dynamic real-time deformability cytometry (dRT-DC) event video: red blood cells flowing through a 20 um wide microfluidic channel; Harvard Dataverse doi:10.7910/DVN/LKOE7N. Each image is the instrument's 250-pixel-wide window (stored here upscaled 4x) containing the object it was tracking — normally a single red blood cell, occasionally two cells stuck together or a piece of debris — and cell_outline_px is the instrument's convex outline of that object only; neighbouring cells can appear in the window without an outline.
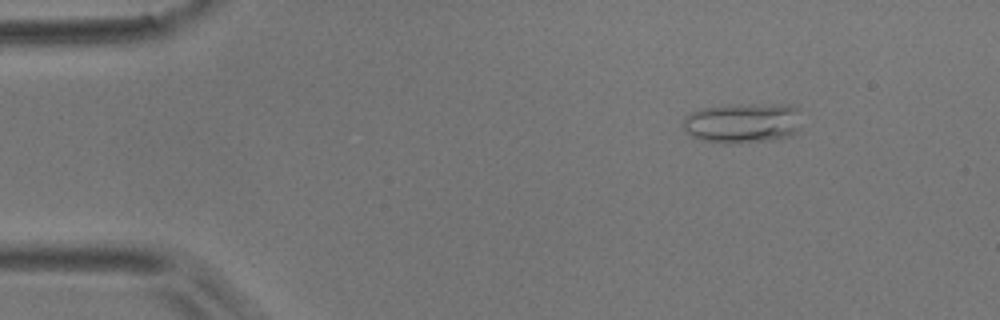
{"species": "common noctule bat (a hibernating species)", "species_latin": "Nyctalus noctula", "temperature_condition": "room temperature", "stored_images_in_passage": 10, "camera_frame_rate_fps": 3000, "um_per_image_px": 0.085, "animal": {"sex": "male", "body_mass_g": 17.9}, "frame": {"image": 1, "passage_image": 2, "time_ms": 0.333, "image_size_px": [1000, 320], "cell_outline_px": [[796, 132], [788, 136], [772, 140], [736, 144], [724, 144], [700, 140], [688, 136], [684, 132], [680, 124], [684, 116], [700, 108], [748, 104], [792, 104], [796, 108]], "centroid_in_image_um": [62.98, 10.48], "position_along_channel_um": 22.0, "area_um2": 27.98}}